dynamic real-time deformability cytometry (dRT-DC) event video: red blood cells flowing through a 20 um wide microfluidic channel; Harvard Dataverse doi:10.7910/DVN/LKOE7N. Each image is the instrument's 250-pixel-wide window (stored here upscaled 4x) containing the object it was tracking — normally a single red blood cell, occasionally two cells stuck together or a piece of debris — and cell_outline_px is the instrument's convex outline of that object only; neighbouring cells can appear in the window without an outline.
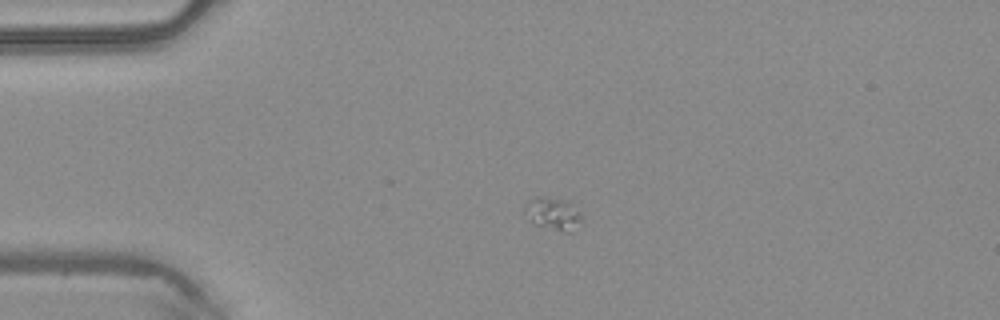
{"species": "common noctule bat (a hibernating species)", "species_latin": "Nyctalus noctula", "temperature_condition": "warm", "stored_images_in_passage": 4, "camera_frame_rate_fps": 3000, "um_per_image_px": 0.085, "animal": {"sex": "male", "body_mass_g": 20.4}, "frame": {"image": 1, "passage_image": 2, "time_ms": 0.333, "image_size_px": [1000, 320], "cell_outline_px": [[580, 220], [572, 232], [564, 232], [532, 224], [524, 212], [524, 204], [528, 200], [536, 196], [544, 196], [572, 200], [580, 212]], "centroid_in_image_um": [46.98, 18.12], "position_along_channel_um": 38.0, "area_um2": 11.21}}